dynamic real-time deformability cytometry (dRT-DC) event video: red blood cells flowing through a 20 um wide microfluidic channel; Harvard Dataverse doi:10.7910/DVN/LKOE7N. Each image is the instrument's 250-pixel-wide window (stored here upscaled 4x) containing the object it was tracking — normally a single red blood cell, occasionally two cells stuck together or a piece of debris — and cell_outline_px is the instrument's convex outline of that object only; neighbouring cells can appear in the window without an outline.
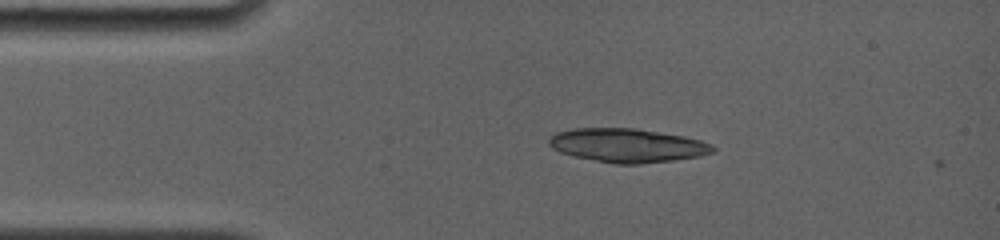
{"species": "common noctule bat (a hibernating species)", "species_latin": "Nyctalus noctula", "temperature_condition": "room temperature", "stored_images_in_passage": 2, "camera_frame_rate_fps": 4000, "um_per_image_px": 0.085, "animal": {"sex": "female", "body_mass_g": 19.0, "forearm_length_mm": 56.7}, "frame": {"image": 1, "passage_image": 2, "time_ms": 0.25, "image_size_px": [1000, 240], "cell_outline_px": [[716, 152], [700, 156], [672, 160], [640, 164], [616, 164], [572, 156], [560, 152], [552, 148], [548, 144], [548, 140], [556, 132], [572, 128], [632, 128], [684, 136], [700, 140], [712, 144], [716, 148]], "centroid_in_image_um": [53.32, 12.36], "position_along_channel_um": 31.7, "area_um2": 32.31}}